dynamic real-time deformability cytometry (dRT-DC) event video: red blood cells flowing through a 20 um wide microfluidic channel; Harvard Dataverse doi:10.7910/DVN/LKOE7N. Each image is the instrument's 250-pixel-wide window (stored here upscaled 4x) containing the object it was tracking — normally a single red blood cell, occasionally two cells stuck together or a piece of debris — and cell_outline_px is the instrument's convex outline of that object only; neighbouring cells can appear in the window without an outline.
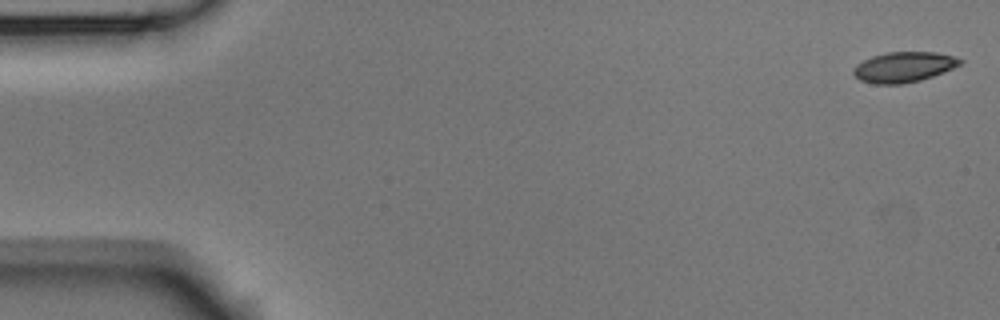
{"species": "Egyptian fruit bat (a non-hibernating species)", "species_latin": "Rousettus aegyptiacus", "temperature_condition": "room temperature", "stored_images_in_passage": 4, "camera_frame_rate_fps": 3000, "um_per_image_px": 0.085, "animal": {"sex": "male"}, "frame": {"image": 1, "passage_image": 1, "time_ms": 0.0, "image_size_px": [1000, 320], "cell_outline_px": [[964, 60], [960, 64], [944, 72], [920, 80], [900, 84], [872, 84], [860, 80], [852, 72], [852, 68], [856, 64], [872, 56], [884, 52], [936, 52], [952, 56]], "centroid_in_image_um": [76.78, 5.69], "position_along_channel_um": 8.2, "area_um2": 18.84}}